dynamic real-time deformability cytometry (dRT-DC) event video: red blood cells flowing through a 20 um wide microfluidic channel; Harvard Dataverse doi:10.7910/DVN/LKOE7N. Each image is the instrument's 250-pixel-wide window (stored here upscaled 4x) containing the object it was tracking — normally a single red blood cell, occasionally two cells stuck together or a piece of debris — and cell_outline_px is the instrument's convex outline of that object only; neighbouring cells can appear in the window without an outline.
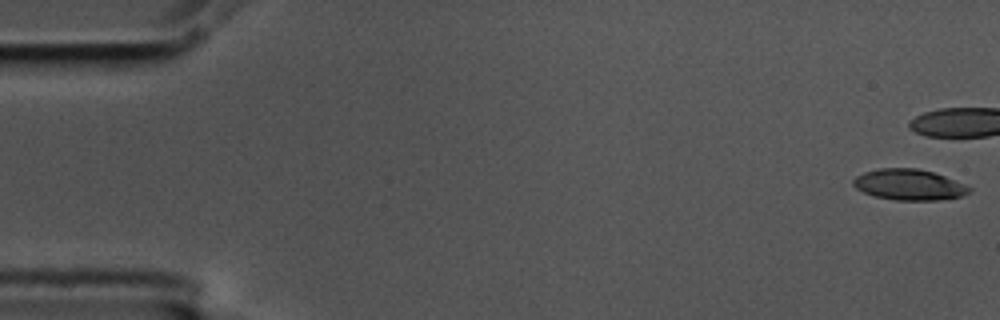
{"species": "common noctule bat (a hibernating species)", "species_latin": "Nyctalus noctula", "temperature_condition": "cold", "stored_images_in_passage": 43, "camera_frame_rate_fps": 3000, "um_per_image_px": 0.085, "animal": {"sex": "male", "body_mass_g": 17.5, "forearm_length_mm": 52.3}, "frame": {"image": 1, "passage_image": 1, "time_ms": 0.0, "image_size_px": [1000, 320], "cell_outline_px": [[972, 192], [960, 196], [936, 200], [896, 200], [876, 196], [864, 192], [856, 188], [852, 184], [852, 180], [856, 176], [864, 172], [880, 168], [916, 168], [932, 172], [944, 176], [972, 188]], "centroid_in_image_um": [77.25, 15.69], "position_along_channel_um": 7.8, "area_um2": 20.63}}